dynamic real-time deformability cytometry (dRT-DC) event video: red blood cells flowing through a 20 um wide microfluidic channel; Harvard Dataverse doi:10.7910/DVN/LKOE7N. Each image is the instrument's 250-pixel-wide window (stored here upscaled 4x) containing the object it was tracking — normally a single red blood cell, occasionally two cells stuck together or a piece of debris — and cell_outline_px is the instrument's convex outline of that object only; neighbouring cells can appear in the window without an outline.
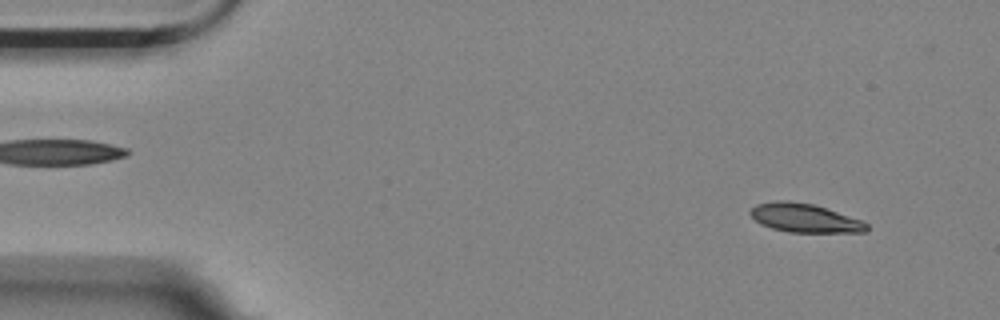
{"species": "Egyptian fruit bat (a non-hibernating species)", "species_latin": "Rousettus aegyptiacus", "temperature_condition": "room temperature", "stored_images_in_passage": 56, "camera_frame_rate_fps": 3000, "um_per_image_px": 0.085, "animal": {"sex": "female"}, "frame": {"image": 1, "passage_image": 4, "time_ms": 1.0, "image_size_px": [1000, 320], "cell_outline_px": [[868, 232], [788, 232], [772, 228], [760, 224], [748, 212], [756, 204], [780, 200], [784, 200], [812, 204], [864, 220], [868, 224]], "centroid_in_image_um": [68.42, 18.54], "position_along_channel_um": 16.6, "area_um2": 19.42}}
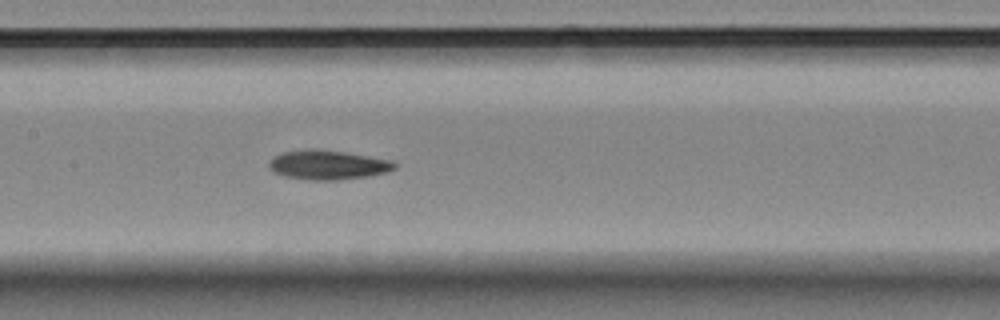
{"frame": {"image": 2, "passage_image": 26, "time_ms": 8.333, "image_size_px": [1000, 320], "cell_outline_px": [[396, 168], [388, 172], [368, 176], [336, 180], [312, 180], [284, 176], [272, 172], [268, 168], [268, 164], [272, 156], [284, 152], [308, 148], [316, 148], [344, 152], [392, 160], [396, 164]], "centroid_in_image_um": [27.83, 14.01], "position_along_channel_um": 179.6, "area_um2": 21.68}}
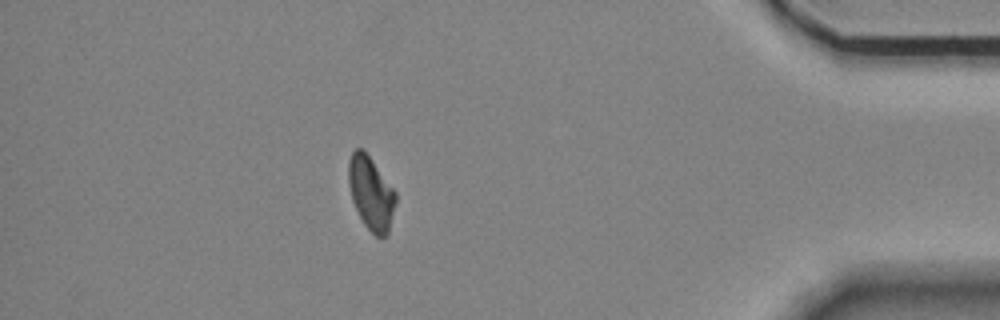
{"frame": {"image": 3, "passage_image": 49, "time_ms": 16.0, "image_size_px": [1000, 320], "cell_outline_px": [[396, 200], [388, 232], [384, 236], [376, 236], [364, 224], [352, 200], [348, 184], [348, 160], [352, 152], [356, 148], [364, 148], [396, 192]], "centroid_in_image_um": [31.51, 16.36], "position_along_channel_um": 403.7, "area_um2": 20.06}, "authors_computed_cell_mechanics": {"area_um2": 20.3456, "velocity_mm_per_s": 3.5017, "shape_relaxation_time_tau1_ms": 7.2631, "shape_relaxation_time_tau2_ms": null, "deformation_change_tau1": 0.1912, "deformation_change_tau2": null}}